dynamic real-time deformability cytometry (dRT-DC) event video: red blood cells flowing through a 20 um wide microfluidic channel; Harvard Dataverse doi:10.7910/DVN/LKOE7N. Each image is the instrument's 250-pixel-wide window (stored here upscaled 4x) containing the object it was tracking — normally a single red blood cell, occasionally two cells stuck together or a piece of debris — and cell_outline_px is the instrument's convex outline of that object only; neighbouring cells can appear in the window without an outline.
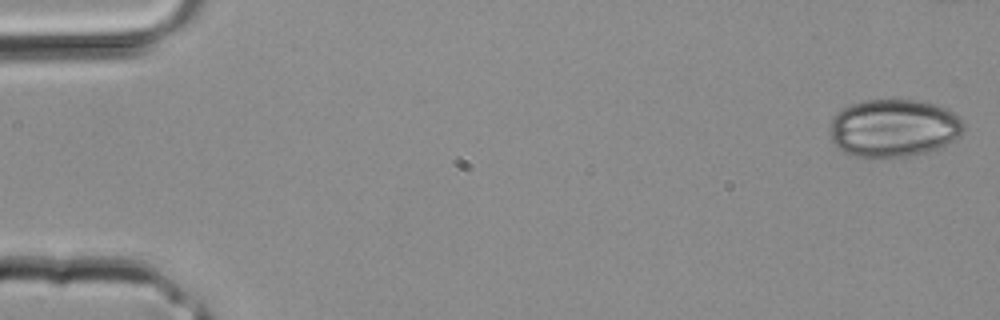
{"species": "common noctule bat (a hibernating species)", "species_latin": "Nyctalus noctula", "temperature_condition": "room temperature", "stored_images_in_passage": 5, "camera_frame_rate_fps": 3000, "um_per_image_px": 0.085, "animal": {"sex": "male", "body_mass_g": 20.4}, "frame": {"image": 1, "passage_image": 1, "time_ms": 0.0, "image_size_px": [1000, 320], "cell_outline_px": [[964, 128], [960, 136], [936, 148], [924, 152], [908, 156], [872, 160], [856, 156], [844, 152], [832, 140], [832, 116], [836, 112], [852, 104], [868, 100], [916, 100], [936, 104], [960, 116], [964, 124]], "centroid_in_image_um": [75.96, 10.9], "position_along_channel_um": 9.0, "area_um2": 45.08}}